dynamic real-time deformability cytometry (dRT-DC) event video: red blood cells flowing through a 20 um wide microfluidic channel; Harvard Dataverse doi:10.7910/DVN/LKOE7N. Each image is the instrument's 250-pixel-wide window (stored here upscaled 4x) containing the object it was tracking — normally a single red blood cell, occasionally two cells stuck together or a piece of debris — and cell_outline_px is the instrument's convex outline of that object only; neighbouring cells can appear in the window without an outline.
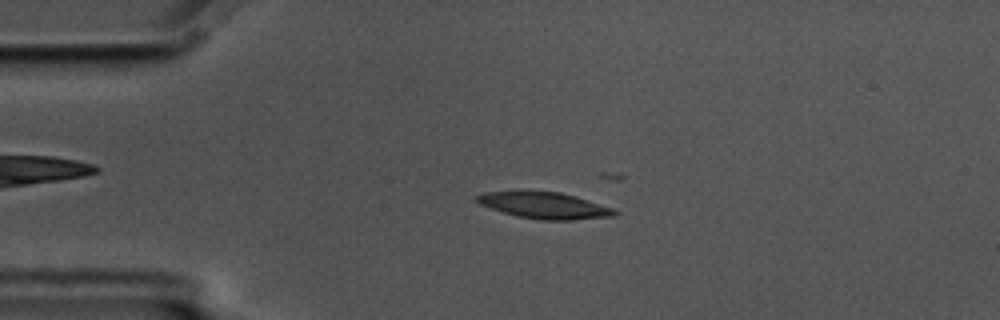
{"species": "common noctule bat (a hibernating species)", "species_latin": "Nyctalus noctula", "temperature_condition": "cold", "stored_images_in_passage": 17, "camera_frame_rate_fps": 3000, "um_per_image_px": 0.085, "animal": {"sex": "male", "body_mass_g": 17.5, "forearm_length_mm": 52.3}, "frame": {"image": 1, "passage_image": 12, "time_ms": 3.667, "image_size_px": [1000, 320], "cell_outline_px": [[620, 212], [616, 216], [572, 220], [540, 220], [516, 216], [480, 204], [472, 200], [472, 196], [484, 192], [560, 192], [576, 196], [612, 208]], "centroid_in_image_um": [46.27, 17.47], "position_along_channel_um": 38.7, "area_um2": 21.1}}